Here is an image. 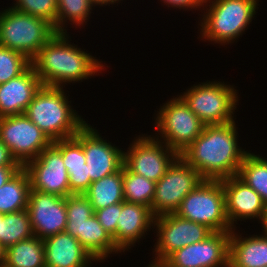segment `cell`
<instances>
[{
  "label": "cell",
  "instance_id": "1",
  "mask_svg": "<svg viewBox=\"0 0 267 267\" xmlns=\"http://www.w3.org/2000/svg\"><path fill=\"white\" fill-rule=\"evenodd\" d=\"M238 128L235 121L205 125L202 133L180 156L204 179L221 180L236 176L249 152L239 146Z\"/></svg>",
  "mask_w": 267,
  "mask_h": 267
},
{
  "label": "cell",
  "instance_id": "2",
  "mask_svg": "<svg viewBox=\"0 0 267 267\" xmlns=\"http://www.w3.org/2000/svg\"><path fill=\"white\" fill-rule=\"evenodd\" d=\"M68 33L55 34L31 60L43 86L65 88L68 83H81L110 67L70 42Z\"/></svg>",
  "mask_w": 267,
  "mask_h": 267
},
{
  "label": "cell",
  "instance_id": "3",
  "mask_svg": "<svg viewBox=\"0 0 267 267\" xmlns=\"http://www.w3.org/2000/svg\"><path fill=\"white\" fill-rule=\"evenodd\" d=\"M65 90L42 85L24 112L52 142L74 137L88 123L73 108Z\"/></svg>",
  "mask_w": 267,
  "mask_h": 267
},
{
  "label": "cell",
  "instance_id": "4",
  "mask_svg": "<svg viewBox=\"0 0 267 267\" xmlns=\"http://www.w3.org/2000/svg\"><path fill=\"white\" fill-rule=\"evenodd\" d=\"M259 1L204 0L202 13L199 14L201 20L199 19L197 27H200L198 38L224 47L236 42L256 17Z\"/></svg>",
  "mask_w": 267,
  "mask_h": 267
},
{
  "label": "cell",
  "instance_id": "5",
  "mask_svg": "<svg viewBox=\"0 0 267 267\" xmlns=\"http://www.w3.org/2000/svg\"><path fill=\"white\" fill-rule=\"evenodd\" d=\"M65 204V232L76 238L97 262L107 260L111 254L114 256L122 253L94 215L92 205L84 194L66 196Z\"/></svg>",
  "mask_w": 267,
  "mask_h": 267
},
{
  "label": "cell",
  "instance_id": "6",
  "mask_svg": "<svg viewBox=\"0 0 267 267\" xmlns=\"http://www.w3.org/2000/svg\"><path fill=\"white\" fill-rule=\"evenodd\" d=\"M6 8L0 11V46L20 52L31 61L57 34L56 29L41 17Z\"/></svg>",
  "mask_w": 267,
  "mask_h": 267
},
{
  "label": "cell",
  "instance_id": "7",
  "mask_svg": "<svg viewBox=\"0 0 267 267\" xmlns=\"http://www.w3.org/2000/svg\"><path fill=\"white\" fill-rule=\"evenodd\" d=\"M235 88L224 81L207 80L193 84L179 96L205 125L226 124L236 119L240 95Z\"/></svg>",
  "mask_w": 267,
  "mask_h": 267
},
{
  "label": "cell",
  "instance_id": "8",
  "mask_svg": "<svg viewBox=\"0 0 267 267\" xmlns=\"http://www.w3.org/2000/svg\"><path fill=\"white\" fill-rule=\"evenodd\" d=\"M156 113L153 120V130L156 131L153 136L178 155L193 143L205 126L179 95L160 105Z\"/></svg>",
  "mask_w": 267,
  "mask_h": 267
},
{
  "label": "cell",
  "instance_id": "9",
  "mask_svg": "<svg viewBox=\"0 0 267 267\" xmlns=\"http://www.w3.org/2000/svg\"><path fill=\"white\" fill-rule=\"evenodd\" d=\"M175 214L204 224L213 232L233 230L226 214L222 179H204L183 199Z\"/></svg>",
  "mask_w": 267,
  "mask_h": 267
},
{
  "label": "cell",
  "instance_id": "10",
  "mask_svg": "<svg viewBox=\"0 0 267 267\" xmlns=\"http://www.w3.org/2000/svg\"><path fill=\"white\" fill-rule=\"evenodd\" d=\"M203 180L195 168L179 155L156 182L151 204L153 216L175 213L183 199Z\"/></svg>",
  "mask_w": 267,
  "mask_h": 267
},
{
  "label": "cell",
  "instance_id": "11",
  "mask_svg": "<svg viewBox=\"0 0 267 267\" xmlns=\"http://www.w3.org/2000/svg\"><path fill=\"white\" fill-rule=\"evenodd\" d=\"M153 229L156 240L153 262L165 261L173 252L205 240L213 233L206 225L184 219L175 213L154 218Z\"/></svg>",
  "mask_w": 267,
  "mask_h": 267
},
{
  "label": "cell",
  "instance_id": "12",
  "mask_svg": "<svg viewBox=\"0 0 267 267\" xmlns=\"http://www.w3.org/2000/svg\"><path fill=\"white\" fill-rule=\"evenodd\" d=\"M123 150V165L131 172L157 182L179 156L152 134H140ZM126 151V152H125Z\"/></svg>",
  "mask_w": 267,
  "mask_h": 267
},
{
  "label": "cell",
  "instance_id": "13",
  "mask_svg": "<svg viewBox=\"0 0 267 267\" xmlns=\"http://www.w3.org/2000/svg\"><path fill=\"white\" fill-rule=\"evenodd\" d=\"M0 141L21 167L53 143L25 114L2 117Z\"/></svg>",
  "mask_w": 267,
  "mask_h": 267
},
{
  "label": "cell",
  "instance_id": "14",
  "mask_svg": "<svg viewBox=\"0 0 267 267\" xmlns=\"http://www.w3.org/2000/svg\"><path fill=\"white\" fill-rule=\"evenodd\" d=\"M83 147L92 182L117 172L123 166V150L87 123L75 136ZM106 138V139H104Z\"/></svg>",
  "mask_w": 267,
  "mask_h": 267
},
{
  "label": "cell",
  "instance_id": "15",
  "mask_svg": "<svg viewBox=\"0 0 267 267\" xmlns=\"http://www.w3.org/2000/svg\"><path fill=\"white\" fill-rule=\"evenodd\" d=\"M23 168L29 174L32 190L61 197L70 195L69 175L63 163L62 153L53 144Z\"/></svg>",
  "mask_w": 267,
  "mask_h": 267
},
{
  "label": "cell",
  "instance_id": "16",
  "mask_svg": "<svg viewBox=\"0 0 267 267\" xmlns=\"http://www.w3.org/2000/svg\"><path fill=\"white\" fill-rule=\"evenodd\" d=\"M230 234L213 232L205 240L173 252L165 261L172 267H229Z\"/></svg>",
  "mask_w": 267,
  "mask_h": 267
},
{
  "label": "cell",
  "instance_id": "17",
  "mask_svg": "<svg viewBox=\"0 0 267 267\" xmlns=\"http://www.w3.org/2000/svg\"><path fill=\"white\" fill-rule=\"evenodd\" d=\"M27 210L34 236L44 239L65 231L67 224L65 197L31 189Z\"/></svg>",
  "mask_w": 267,
  "mask_h": 267
},
{
  "label": "cell",
  "instance_id": "18",
  "mask_svg": "<svg viewBox=\"0 0 267 267\" xmlns=\"http://www.w3.org/2000/svg\"><path fill=\"white\" fill-rule=\"evenodd\" d=\"M222 187L225 193L226 214L232 229L237 228L238 221H259L266 204L254 189L237 175L222 179Z\"/></svg>",
  "mask_w": 267,
  "mask_h": 267
},
{
  "label": "cell",
  "instance_id": "19",
  "mask_svg": "<svg viewBox=\"0 0 267 267\" xmlns=\"http://www.w3.org/2000/svg\"><path fill=\"white\" fill-rule=\"evenodd\" d=\"M154 216L149 207L124 201L117 221L116 247L126 252L153 230ZM148 232V233H147Z\"/></svg>",
  "mask_w": 267,
  "mask_h": 267
},
{
  "label": "cell",
  "instance_id": "20",
  "mask_svg": "<svg viewBox=\"0 0 267 267\" xmlns=\"http://www.w3.org/2000/svg\"><path fill=\"white\" fill-rule=\"evenodd\" d=\"M41 86L32 65L19 76L0 84V116L24 114Z\"/></svg>",
  "mask_w": 267,
  "mask_h": 267
},
{
  "label": "cell",
  "instance_id": "21",
  "mask_svg": "<svg viewBox=\"0 0 267 267\" xmlns=\"http://www.w3.org/2000/svg\"><path fill=\"white\" fill-rule=\"evenodd\" d=\"M46 267H91L98 262L67 232L43 239Z\"/></svg>",
  "mask_w": 267,
  "mask_h": 267
},
{
  "label": "cell",
  "instance_id": "22",
  "mask_svg": "<svg viewBox=\"0 0 267 267\" xmlns=\"http://www.w3.org/2000/svg\"><path fill=\"white\" fill-rule=\"evenodd\" d=\"M242 235L237 229L231 231L229 267H267V237L261 233Z\"/></svg>",
  "mask_w": 267,
  "mask_h": 267
},
{
  "label": "cell",
  "instance_id": "23",
  "mask_svg": "<svg viewBox=\"0 0 267 267\" xmlns=\"http://www.w3.org/2000/svg\"><path fill=\"white\" fill-rule=\"evenodd\" d=\"M84 195L94 211L124 202L123 166L117 172L91 182Z\"/></svg>",
  "mask_w": 267,
  "mask_h": 267
},
{
  "label": "cell",
  "instance_id": "24",
  "mask_svg": "<svg viewBox=\"0 0 267 267\" xmlns=\"http://www.w3.org/2000/svg\"><path fill=\"white\" fill-rule=\"evenodd\" d=\"M30 190L29 174L22 167L0 188V213L9 214L27 209Z\"/></svg>",
  "mask_w": 267,
  "mask_h": 267
},
{
  "label": "cell",
  "instance_id": "25",
  "mask_svg": "<svg viewBox=\"0 0 267 267\" xmlns=\"http://www.w3.org/2000/svg\"><path fill=\"white\" fill-rule=\"evenodd\" d=\"M5 264L9 267H46L43 239L33 236L9 246Z\"/></svg>",
  "mask_w": 267,
  "mask_h": 267
},
{
  "label": "cell",
  "instance_id": "26",
  "mask_svg": "<svg viewBox=\"0 0 267 267\" xmlns=\"http://www.w3.org/2000/svg\"><path fill=\"white\" fill-rule=\"evenodd\" d=\"M94 7L90 0H57L56 32L67 33L68 24L73 28L75 26V30L78 27L84 28L95 10Z\"/></svg>",
  "mask_w": 267,
  "mask_h": 267
},
{
  "label": "cell",
  "instance_id": "27",
  "mask_svg": "<svg viewBox=\"0 0 267 267\" xmlns=\"http://www.w3.org/2000/svg\"><path fill=\"white\" fill-rule=\"evenodd\" d=\"M237 176L254 189L267 205V158L249 150L243 158Z\"/></svg>",
  "mask_w": 267,
  "mask_h": 267
},
{
  "label": "cell",
  "instance_id": "28",
  "mask_svg": "<svg viewBox=\"0 0 267 267\" xmlns=\"http://www.w3.org/2000/svg\"><path fill=\"white\" fill-rule=\"evenodd\" d=\"M34 236L27 209L4 214L1 219L0 243L9 246Z\"/></svg>",
  "mask_w": 267,
  "mask_h": 267
},
{
  "label": "cell",
  "instance_id": "29",
  "mask_svg": "<svg viewBox=\"0 0 267 267\" xmlns=\"http://www.w3.org/2000/svg\"><path fill=\"white\" fill-rule=\"evenodd\" d=\"M156 182L129 171L123 165L124 201L139 203L150 208L155 195Z\"/></svg>",
  "mask_w": 267,
  "mask_h": 267
},
{
  "label": "cell",
  "instance_id": "30",
  "mask_svg": "<svg viewBox=\"0 0 267 267\" xmlns=\"http://www.w3.org/2000/svg\"><path fill=\"white\" fill-rule=\"evenodd\" d=\"M31 61L22 53L0 46V84L22 74Z\"/></svg>",
  "mask_w": 267,
  "mask_h": 267
},
{
  "label": "cell",
  "instance_id": "31",
  "mask_svg": "<svg viewBox=\"0 0 267 267\" xmlns=\"http://www.w3.org/2000/svg\"><path fill=\"white\" fill-rule=\"evenodd\" d=\"M12 5L16 11L49 21L56 29L57 0H14Z\"/></svg>",
  "mask_w": 267,
  "mask_h": 267
},
{
  "label": "cell",
  "instance_id": "32",
  "mask_svg": "<svg viewBox=\"0 0 267 267\" xmlns=\"http://www.w3.org/2000/svg\"><path fill=\"white\" fill-rule=\"evenodd\" d=\"M52 144L62 153L66 170L85 168L86 159L83 147L75 137L56 140Z\"/></svg>",
  "mask_w": 267,
  "mask_h": 267
},
{
  "label": "cell",
  "instance_id": "33",
  "mask_svg": "<svg viewBox=\"0 0 267 267\" xmlns=\"http://www.w3.org/2000/svg\"><path fill=\"white\" fill-rule=\"evenodd\" d=\"M121 211H122V202L94 211V215L96 216L100 224L113 238L115 246H116L117 221L119 219Z\"/></svg>",
  "mask_w": 267,
  "mask_h": 267
},
{
  "label": "cell",
  "instance_id": "34",
  "mask_svg": "<svg viewBox=\"0 0 267 267\" xmlns=\"http://www.w3.org/2000/svg\"><path fill=\"white\" fill-rule=\"evenodd\" d=\"M69 188L71 194H84L91 184L88 174V165L85 163V168L68 169Z\"/></svg>",
  "mask_w": 267,
  "mask_h": 267
},
{
  "label": "cell",
  "instance_id": "35",
  "mask_svg": "<svg viewBox=\"0 0 267 267\" xmlns=\"http://www.w3.org/2000/svg\"><path fill=\"white\" fill-rule=\"evenodd\" d=\"M160 2L164 3L163 6H166L171 8H175L177 10L180 9L183 11H192L193 9L196 11L202 12V8L204 6V0H161ZM192 9V10H191Z\"/></svg>",
  "mask_w": 267,
  "mask_h": 267
},
{
  "label": "cell",
  "instance_id": "36",
  "mask_svg": "<svg viewBox=\"0 0 267 267\" xmlns=\"http://www.w3.org/2000/svg\"><path fill=\"white\" fill-rule=\"evenodd\" d=\"M0 166H20L11 155L9 148L0 141Z\"/></svg>",
  "mask_w": 267,
  "mask_h": 267
},
{
  "label": "cell",
  "instance_id": "37",
  "mask_svg": "<svg viewBox=\"0 0 267 267\" xmlns=\"http://www.w3.org/2000/svg\"><path fill=\"white\" fill-rule=\"evenodd\" d=\"M21 168V166H0V188Z\"/></svg>",
  "mask_w": 267,
  "mask_h": 267
},
{
  "label": "cell",
  "instance_id": "38",
  "mask_svg": "<svg viewBox=\"0 0 267 267\" xmlns=\"http://www.w3.org/2000/svg\"><path fill=\"white\" fill-rule=\"evenodd\" d=\"M94 5H95V7L97 8V7H99V8H101V6L103 7V6H110V4L112 5V6H114L115 4H117V6H118V4H120V2L121 1H123L124 2V0H90Z\"/></svg>",
  "mask_w": 267,
  "mask_h": 267
},
{
  "label": "cell",
  "instance_id": "39",
  "mask_svg": "<svg viewBox=\"0 0 267 267\" xmlns=\"http://www.w3.org/2000/svg\"><path fill=\"white\" fill-rule=\"evenodd\" d=\"M259 224H261V230H262V235L267 237V205L265 206V209L263 213L261 214V217L259 219Z\"/></svg>",
  "mask_w": 267,
  "mask_h": 267
},
{
  "label": "cell",
  "instance_id": "40",
  "mask_svg": "<svg viewBox=\"0 0 267 267\" xmlns=\"http://www.w3.org/2000/svg\"><path fill=\"white\" fill-rule=\"evenodd\" d=\"M6 261V248L0 243V265L5 264Z\"/></svg>",
  "mask_w": 267,
  "mask_h": 267
},
{
  "label": "cell",
  "instance_id": "41",
  "mask_svg": "<svg viewBox=\"0 0 267 267\" xmlns=\"http://www.w3.org/2000/svg\"><path fill=\"white\" fill-rule=\"evenodd\" d=\"M146 267H162V264L160 262L151 261Z\"/></svg>",
  "mask_w": 267,
  "mask_h": 267
},
{
  "label": "cell",
  "instance_id": "42",
  "mask_svg": "<svg viewBox=\"0 0 267 267\" xmlns=\"http://www.w3.org/2000/svg\"><path fill=\"white\" fill-rule=\"evenodd\" d=\"M162 264V267H172L166 261H159Z\"/></svg>",
  "mask_w": 267,
  "mask_h": 267
},
{
  "label": "cell",
  "instance_id": "43",
  "mask_svg": "<svg viewBox=\"0 0 267 267\" xmlns=\"http://www.w3.org/2000/svg\"><path fill=\"white\" fill-rule=\"evenodd\" d=\"M4 217L3 213H0V228H1V219Z\"/></svg>",
  "mask_w": 267,
  "mask_h": 267
},
{
  "label": "cell",
  "instance_id": "44",
  "mask_svg": "<svg viewBox=\"0 0 267 267\" xmlns=\"http://www.w3.org/2000/svg\"><path fill=\"white\" fill-rule=\"evenodd\" d=\"M0 267H9V266H7L6 264H3V265H0Z\"/></svg>",
  "mask_w": 267,
  "mask_h": 267
}]
</instances>
